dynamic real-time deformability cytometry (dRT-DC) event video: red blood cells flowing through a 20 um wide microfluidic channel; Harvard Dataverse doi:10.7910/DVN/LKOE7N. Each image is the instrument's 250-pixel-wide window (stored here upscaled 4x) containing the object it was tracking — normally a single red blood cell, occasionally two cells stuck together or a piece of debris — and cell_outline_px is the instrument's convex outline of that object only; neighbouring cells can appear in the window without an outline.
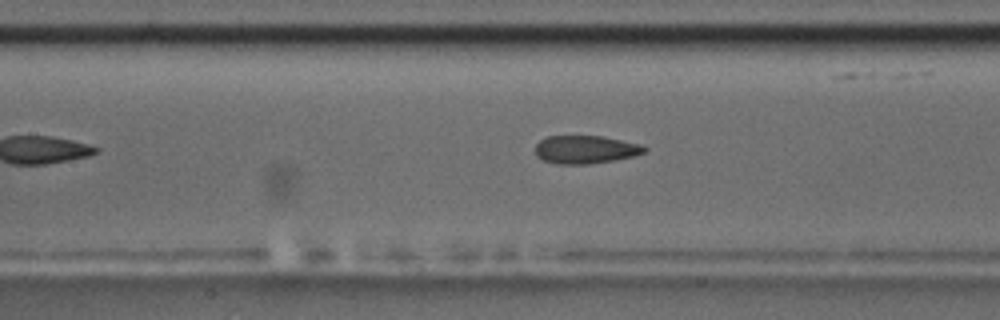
{"species": "common noctule bat (a hibernating species)", "species_latin": "Nyctalus noctula", "temperature_condition": "room temperature", "stored_images_in_passage": 19, "camera_frame_rate_fps": 3000, "um_per_image_px": 0.085, "animal": {"sex": "male", "body_mass_g": 17.5, "forearm_length_mm": 52.3}, "frame": {"image": 1, "passage_image": 14, "time_ms": 4.333, "image_size_px": [1000, 320], "cell_outline_px": [[648, 148], [644, 152], [632, 156], [612, 160], [588, 164], [556, 164], [544, 160], [536, 156], [536, 144], [540, 140], [548, 136], [600, 136], [640, 144]], "centroid_in_image_um": [49.73, 12.71], "position_along_channel_um": 157.7, "area_um2": 17.63}}